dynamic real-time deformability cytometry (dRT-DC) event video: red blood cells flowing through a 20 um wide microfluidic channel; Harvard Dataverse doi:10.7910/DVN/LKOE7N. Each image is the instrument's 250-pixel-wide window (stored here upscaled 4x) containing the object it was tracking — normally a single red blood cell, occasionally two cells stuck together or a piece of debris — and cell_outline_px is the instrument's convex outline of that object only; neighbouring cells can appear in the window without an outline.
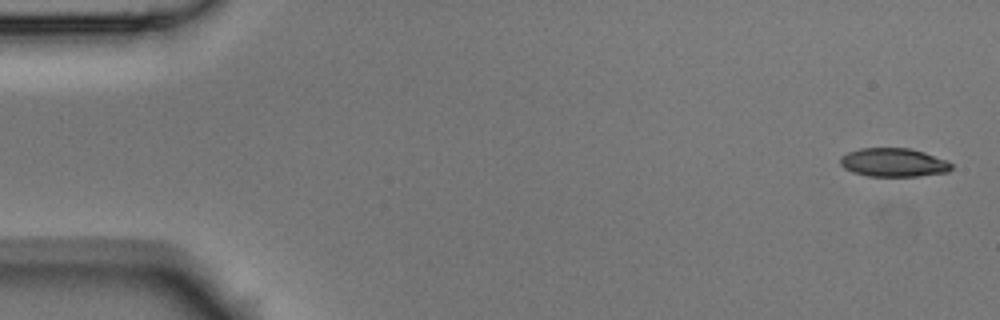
{"species": "Egyptian fruit bat (a non-hibernating species)", "species_latin": "Rousettus aegyptiacus", "temperature_condition": "room temperature", "stored_images_in_passage": 4, "camera_frame_rate_fps": 3000, "um_per_image_px": 0.085, "animal": {"sex": "male"}, "frame": {"image": 1, "passage_image": 1, "time_ms": 0.0, "image_size_px": [1000, 320], "cell_outline_px": [[952, 168], [948, 172], [920, 176], [868, 176], [852, 172], [844, 168], [840, 164], [840, 156], [848, 152], [860, 148], [908, 148], [924, 152], [944, 160], [952, 164]], "centroid_in_image_um": [75.92, 13.81], "position_along_channel_um": 9.1, "area_um2": 18.5}}
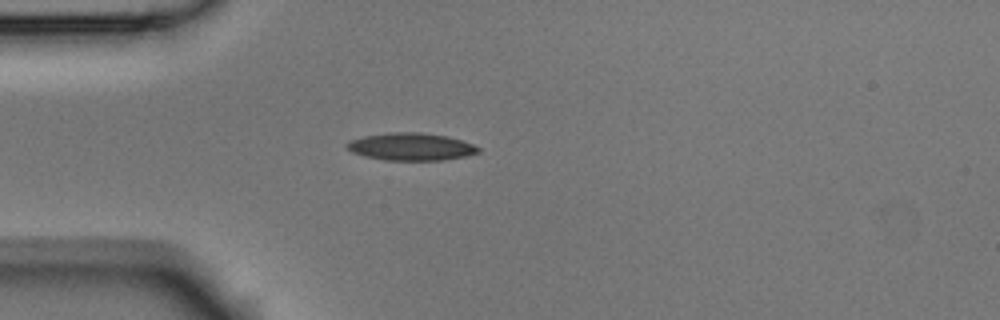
{"frame": {"image": 2, "passage_image": 4, "time_ms": 1.0, "image_size_px": [1000, 320], "cell_outline_px": [[480, 152], [464, 156], [444, 160], [384, 160], [364, 156], [352, 152], [344, 144], [348, 140], [364, 136], [392, 132], [420, 132], [448, 136], [472, 144], [480, 148]], "centroid_in_image_um": [34.91, 12.46], "position_along_channel_um": 50.1, "area_um2": 21.04}}